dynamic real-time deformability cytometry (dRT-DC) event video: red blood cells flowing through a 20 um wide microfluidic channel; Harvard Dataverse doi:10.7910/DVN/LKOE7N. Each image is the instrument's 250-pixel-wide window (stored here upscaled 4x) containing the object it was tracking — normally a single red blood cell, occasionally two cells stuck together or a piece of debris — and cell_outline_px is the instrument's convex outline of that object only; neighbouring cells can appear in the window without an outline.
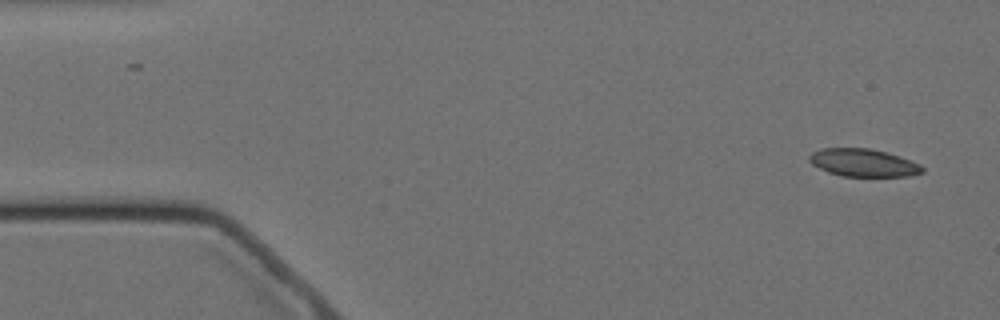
{"species": "Egyptian fruit bat (a non-hibernating species)", "species_latin": "Rousettus aegyptiacus", "temperature_condition": "cold", "stored_images_in_passage": 4, "camera_frame_rate_fps": 3000, "um_per_image_px": 0.085, "animal": {"sex": "female"}, "frame": {"image": 1, "passage_image": 1, "time_ms": 0.0, "image_size_px": [1000, 320], "cell_outline_px": [[924, 172], [908, 176], [840, 176], [828, 172], [812, 164], [808, 160], [808, 156], [812, 152], [820, 148], [868, 148], [888, 152], [900, 156], [920, 164], [924, 168]], "centroid_in_image_um": [73.37, 13.82], "position_along_channel_um": 11.6, "area_um2": 18.38}}